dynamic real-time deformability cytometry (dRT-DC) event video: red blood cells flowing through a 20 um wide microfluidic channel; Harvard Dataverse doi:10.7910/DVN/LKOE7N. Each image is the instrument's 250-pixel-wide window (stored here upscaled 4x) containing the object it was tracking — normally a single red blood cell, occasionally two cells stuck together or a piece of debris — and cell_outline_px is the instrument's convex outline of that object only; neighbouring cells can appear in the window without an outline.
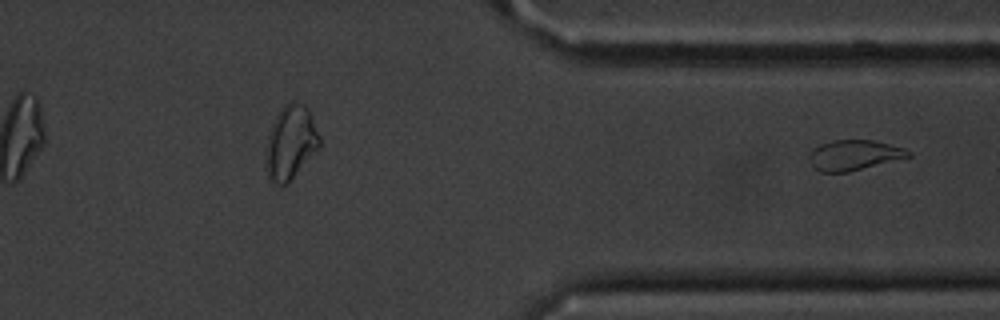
{"species": "common noctule bat (a hibernating species)", "species_latin": "Nyctalus noctula", "temperature_condition": "cold", "stored_images_in_passage": 32, "segment_of_instrument_passage": [2, 2], "camera_frame_rate_fps": 3000, "um_per_image_px": 0.085, "animal": {"sex": "male", "body_mass_g": 20.1, "forearm_length_mm": 53.5}, "frame": {"image": 1, "passage_image": 32, "time_ms": 10.333, "image_size_px": [1000, 320], "cell_outline_px": [[912, 156], [848, 172], [820, 172], [812, 164], [808, 156], [820, 144], [832, 140], [872, 140], [904, 148], [912, 152]], "centroid_in_image_um": [72.62, 13.18], "position_along_channel_um": 338.8, "area_um2": 17.22}}